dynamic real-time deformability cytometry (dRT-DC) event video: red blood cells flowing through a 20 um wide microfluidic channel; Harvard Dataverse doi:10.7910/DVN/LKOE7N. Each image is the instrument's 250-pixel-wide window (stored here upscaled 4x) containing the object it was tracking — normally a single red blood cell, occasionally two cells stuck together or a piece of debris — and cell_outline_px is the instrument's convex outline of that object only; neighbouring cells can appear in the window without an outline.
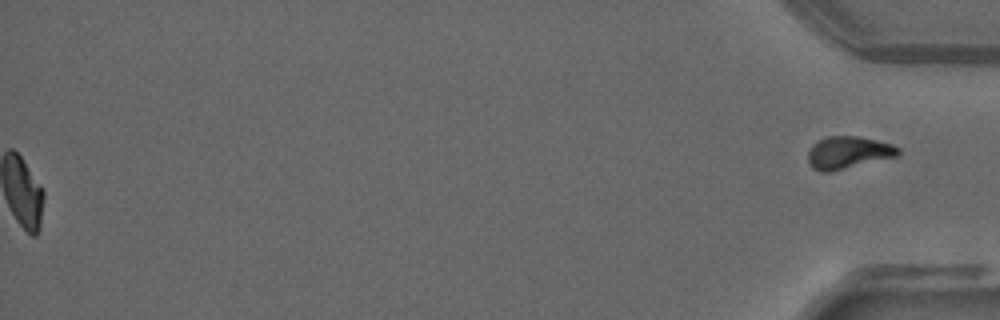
{"species": "common noctule bat (a hibernating species)", "species_latin": "Nyctalus noctula", "temperature_condition": "warm", "stored_images_in_passage": 40, "segment_of_instrument_passage": [2, 2], "camera_frame_rate_fps": 3000, "um_per_image_px": 0.085, "animal": {"sex": "male", "forearm_length_mm": 52.5}, "frame": {"image": 1, "passage_image": 40, "time_ms": 13.0, "image_size_px": [1000, 320], "cell_outline_px": [[900, 156], [828, 172], [820, 172], [812, 168], [808, 160], [808, 152], [812, 144], [816, 140], [824, 136], [856, 136], [876, 140], [892, 144], [900, 148]], "centroid_in_image_um": [72.09, 12.96], "position_along_channel_um": 363.1, "area_um2": 17.22}}